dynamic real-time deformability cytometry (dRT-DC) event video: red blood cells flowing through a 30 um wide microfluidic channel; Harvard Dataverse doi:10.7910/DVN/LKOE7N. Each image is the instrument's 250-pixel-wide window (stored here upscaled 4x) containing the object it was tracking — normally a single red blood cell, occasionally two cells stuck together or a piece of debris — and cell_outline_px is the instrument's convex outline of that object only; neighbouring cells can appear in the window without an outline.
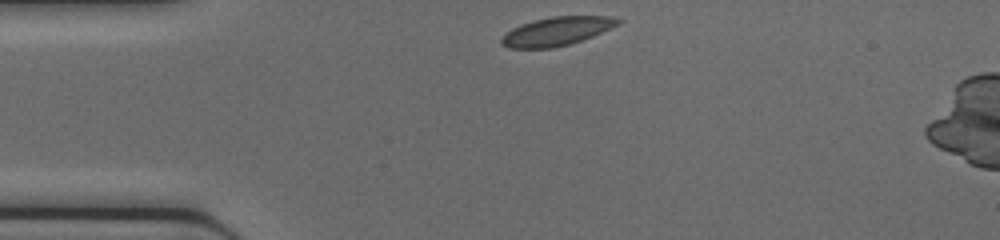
{"species": "common noctule bat (a hibernating species)", "species_latin": "Nyctalus noctula", "temperature_condition": "cold", "stored_images_in_passage": 37, "camera_frame_rate_fps": 3000, "um_per_image_px": 0.085, "animal": {"sex": "female", "body_mass_g": 17.0, "forearm_length_mm": 48.0}, "frame": {"image": 1, "passage_image": 1, "time_ms": 0.0, "image_size_px": [1000, 240], "cell_outline_px": [[624, 20], [620, 24], [592, 36], [568, 44], [552, 48], [508, 48], [500, 44], [500, 40], [512, 28], [520, 24], [552, 16], [612, 16]], "centroid_in_image_um": [47.34, 2.65], "position_along_channel_um": 37.7, "area_um2": 19.31}}
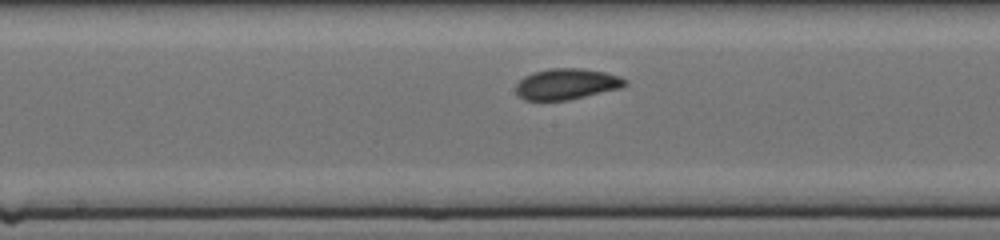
{"frame": {"image": 2, "passage_image": 14, "time_ms": 4.333, "image_size_px": [1000, 240], "cell_outline_px": [[628, 84], [620, 88], [568, 100], [524, 100], [516, 92], [516, 84], [524, 76], [532, 72], [552, 68], [580, 68], [604, 72], [620, 76], [628, 80]], "centroid_in_image_um": [48.17, 7.13], "position_along_channel_um": 200.0, "area_um2": 19.65}}
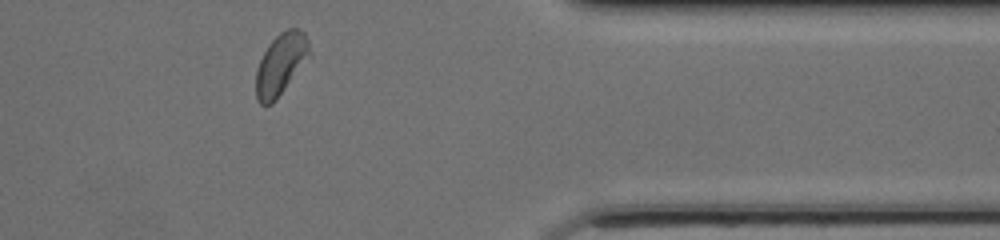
{"frame": {"image": 3, "passage_image": 28, "time_ms": 9.0, "image_size_px": [1000, 240], "cell_outline_px": [[308, 52], [276, 100], [272, 104], [260, 104], [256, 100], [256, 72], [260, 60], [268, 44], [280, 32], [288, 28], [300, 28], [304, 32], [308, 40]], "centroid_in_image_um": [23.79, 5.43], "position_along_channel_um": 387.6, "area_um2": 18.21}}